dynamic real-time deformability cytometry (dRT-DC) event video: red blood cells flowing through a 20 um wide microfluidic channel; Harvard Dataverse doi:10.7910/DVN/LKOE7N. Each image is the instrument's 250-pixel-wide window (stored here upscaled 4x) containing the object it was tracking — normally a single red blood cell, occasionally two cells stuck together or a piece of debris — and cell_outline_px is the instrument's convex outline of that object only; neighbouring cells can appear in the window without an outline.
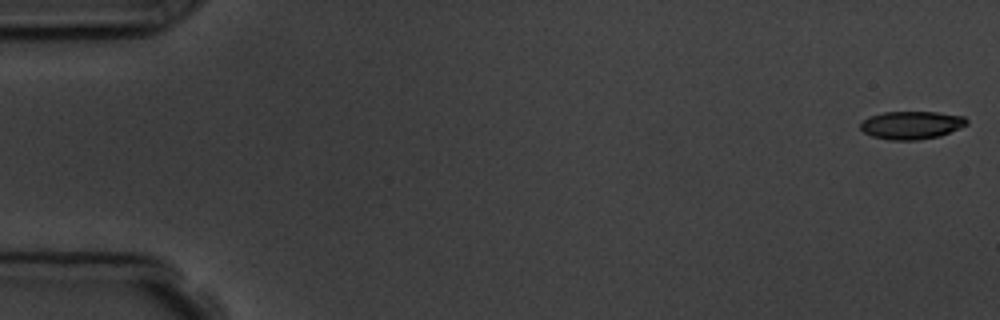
{"species": "common noctule bat (a hibernating species)", "species_latin": "Nyctalus noctula", "temperature_condition": "room temperature", "stored_images_in_passage": 7, "camera_frame_rate_fps": 3000, "um_per_image_px": 0.085, "animal": {"sex": "male", "body_mass_g": 19.5, "forearm_length_mm": 54.6}, "frame": {"image": 1, "passage_image": 1, "time_ms": 0.0, "image_size_px": [1000, 320], "cell_outline_px": [[968, 124], [960, 128], [940, 136], [916, 140], [888, 140], [872, 136], [864, 132], [860, 128], [860, 124], [868, 116], [884, 112], [936, 112], [964, 116], [968, 120]], "centroid_in_image_um": [77.48, 10.63], "position_along_channel_um": 7.5, "area_um2": 17.4}}
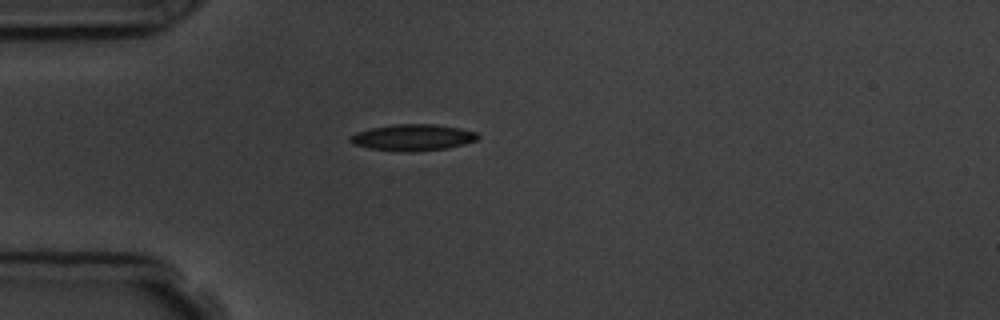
{"frame": {"image": 2, "passage_image": 5, "time_ms": 4.667, "image_size_px": [1000, 320], "cell_outline_px": [[480, 136], [476, 140], [464, 144], [448, 148], [412, 152], [404, 152], [368, 148], [352, 144], [348, 140], [348, 136], [356, 132], [368, 128], [396, 124], [432, 124], [460, 128], [476, 132]], "centroid_in_image_um": [35.04, 11.69], "position_along_channel_um": 50.0, "area_um2": 19.83}}